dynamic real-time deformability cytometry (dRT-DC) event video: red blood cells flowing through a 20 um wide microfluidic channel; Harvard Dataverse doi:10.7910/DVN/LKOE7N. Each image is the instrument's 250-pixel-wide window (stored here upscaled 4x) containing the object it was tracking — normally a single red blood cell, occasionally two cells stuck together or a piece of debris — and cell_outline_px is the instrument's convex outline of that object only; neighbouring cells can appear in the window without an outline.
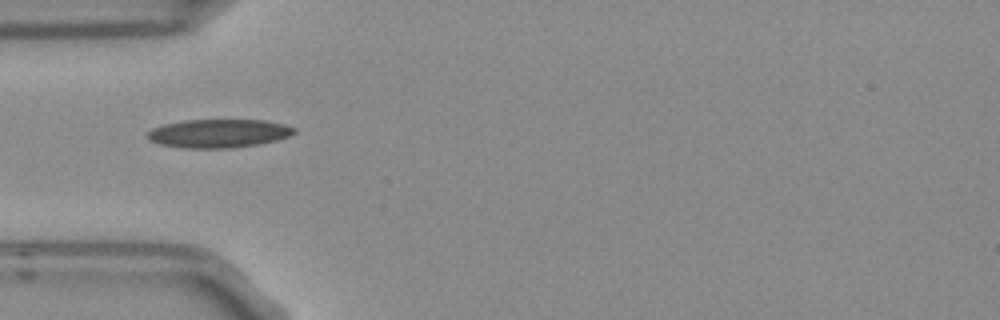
{"species": "Egyptian fruit bat (a non-hibernating species)", "species_latin": "Rousettus aegyptiacus", "temperature_condition": "room temperature", "stored_images_in_passage": 1, "camera_frame_rate_fps": 3000, "um_per_image_px": 0.085, "frame": {"image": 1, "passage_image": 1, "time_ms": 0.0, "image_size_px": [1000, 320], "cell_outline_px": [[296, 132], [288, 136], [276, 140], [256, 144], [232, 148], [184, 148], [160, 144], [152, 140], [148, 136], [148, 132], [152, 128], [164, 124], [184, 120], [264, 120], [284, 124], [296, 128]], "centroid_in_image_um": [18.6, 11.33], "position_along_channel_um": 66.4, "area_um2": 24.16}}